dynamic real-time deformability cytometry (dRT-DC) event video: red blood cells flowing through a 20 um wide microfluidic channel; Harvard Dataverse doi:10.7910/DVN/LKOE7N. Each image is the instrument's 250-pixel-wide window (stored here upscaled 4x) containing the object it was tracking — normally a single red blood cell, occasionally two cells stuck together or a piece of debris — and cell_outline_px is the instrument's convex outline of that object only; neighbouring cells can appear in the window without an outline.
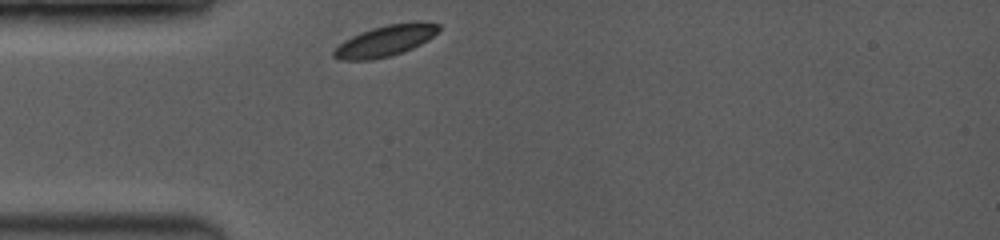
{"species": "common noctule bat (a hibernating species)", "species_latin": "Nyctalus noctula", "temperature_condition": "room temperature", "stored_images_in_passage": 13, "camera_frame_rate_fps": 3500, "um_per_image_px": 0.085, "animal": {"sex": "female", "body_mass_g": 19.0, "forearm_length_mm": 53.3}, "frame": {"image": 1, "passage_image": 1, "time_ms": 0.0, "image_size_px": [1000, 240], "cell_outline_px": [[440, 28], [428, 40], [412, 48], [388, 56], [368, 60], [340, 60], [332, 56], [332, 52], [344, 40], [360, 32], [372, 28], [388, 24], [420, 20], [440, 24]], "centroid_in_image_um": [32.76, 3.44], "position_along_channel_um": 52.2, "area_um2": 18.9}}
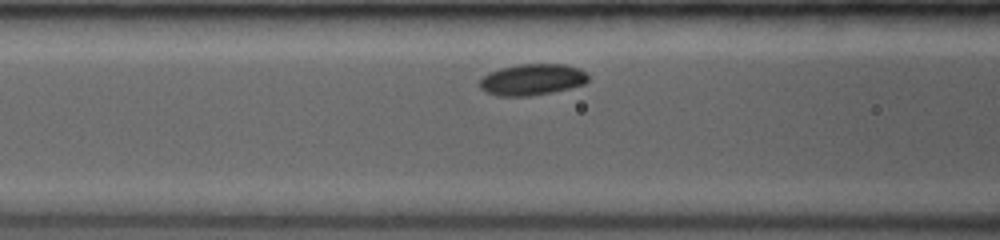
{"frame": {"image": 2, "passage_image": 6, "time_ms": 2.0, "image_size_px": [1000, 240], "cell_outline_px": [[588, 80], [584, 84], [552, 92], [528, 96], [496, 96], [480, 88], [480, 76], [488, 72], [500, 68], [520, 64], [564, 64], [580, 68], [588, 76]], "centroid_in_image_um": [45.2, 6.76], "position_along_channel_um": 121.4, "area_um2": 19.83}}
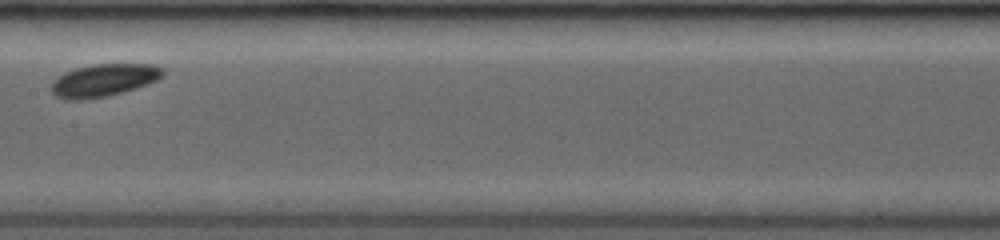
{"frame": {"image": 3, "passage_image": 11, "time_ms": 4.0, "image_size_px": [1000, 240], "cell_outline_px": [[164, 72], [156, 80], [148, 84], [136, 88], [104, 96], [80, 100], [64, 100], [56, 96], [52, 92], [52, 80], [64, 72], [76, 68], [92, 64], [156, 64], [164, 68]], "centroid_in_image_um": [8.8, 6.81], "position_along_channel_um": 198.6, "area_um2": 21.1}}